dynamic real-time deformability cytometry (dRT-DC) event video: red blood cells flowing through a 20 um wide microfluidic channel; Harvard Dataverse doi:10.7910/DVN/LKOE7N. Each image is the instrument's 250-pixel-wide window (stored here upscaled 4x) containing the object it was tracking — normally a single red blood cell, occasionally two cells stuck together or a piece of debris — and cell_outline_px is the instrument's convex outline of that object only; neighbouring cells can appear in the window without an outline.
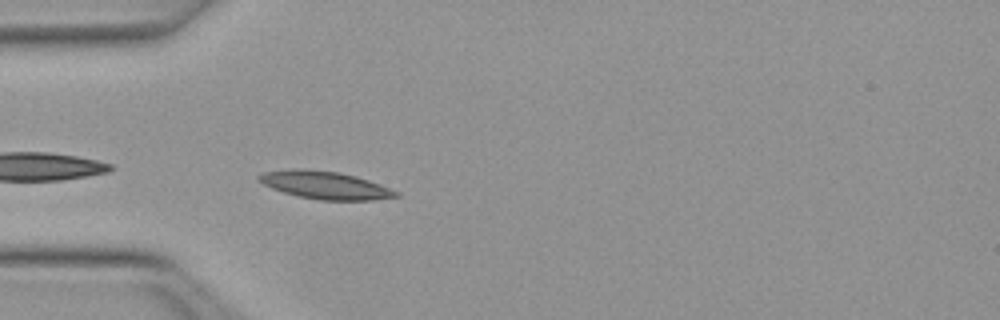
{"species": "Egyptian fruit bat (a non-hibernating species)", "species_latin": "Rousettus aegyptiacus", "temperature_condition": "warm", "stored_images_in_passage": 29, "camera_frame_rate_fps": 3000, "um_per_image_px": 0.085, "animal": {"sex": "female"}, "frame": {"image": 1, "passage_image": 2, "time_ms": 0.333, "image_size_px": [1000, 320], "cell_outline_px": [[400, 196], [372, 200], [320, 200], [300, 196], [284, 192], [272, 188], [256, 180], [256, 176], [264, 172], [292, 168], [300, 168], [340, 172], [356, 176], [380, 184], [400, 192]], "centroid_in_image_um": [27.63, 15.72], "position_along_channel_um": 57.4, "area_um2": 22.2}}
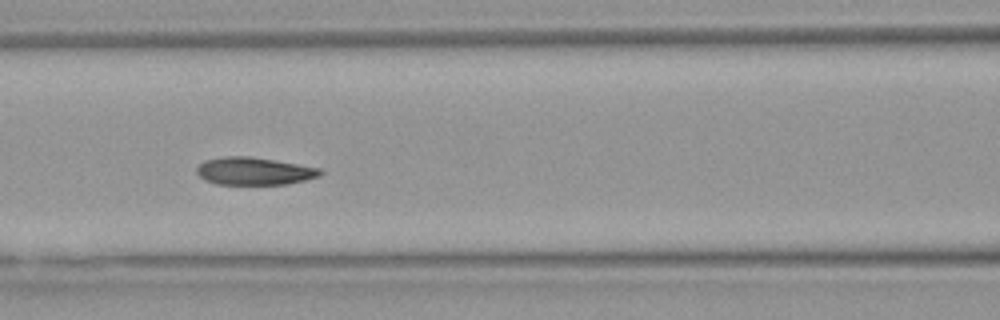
{"frame": {"image": 2, "passage_image": 9, "time_ms": 2.667, "image_size_px": [1000, 320], "cell_outline_px": [[324, 172], [320, 176], [288, 184], [216, 184], [204, 180], [196, 172], [196, 168], [204, 160], [224, 156], [248, 156], [320, 168]], "centroid_in_image_um": [21.58, 14.55], "position_along_channel_um": 145.0, "area_um2": 19.77}}
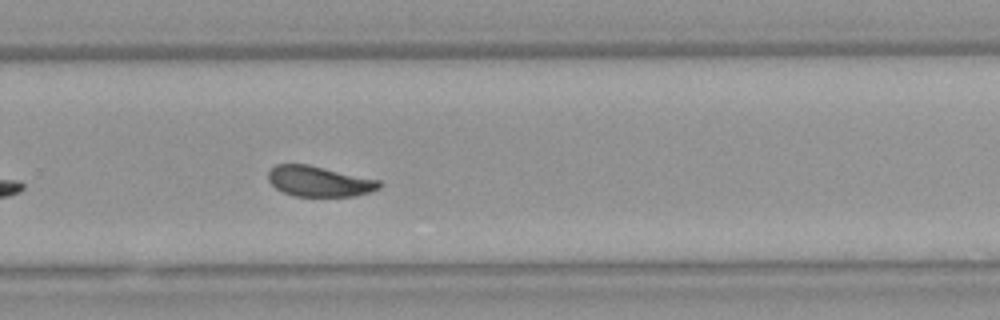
{"frame": {"image": 3, "passage_image": 21, "time_ms": 6.667, "image_size_px": [1000, 320], "cell_outline_px": [[384, 184], [380, 188], [372, 192], [356, 196], [292, 196], [276, 188], [268, 180], [268, 172], [276, 164], [308, 164], [380, 180]], "centroid_in_image_um": [27.17, 15.42], "position_along_channel_um": 302.6, "area_um2": 19.88}, "authors_computed_cell_mechanics": {"area_um2": 20.519, "velocity_mm_per_s": 3.957, "shape_relaxation_time_tau1_ms": 2.9738, "shape_relaxation_time_tau2_ms": 2.3247, "deformation_change_tau1": 0.1388, "deformation_change_tau2": 0.0883}}